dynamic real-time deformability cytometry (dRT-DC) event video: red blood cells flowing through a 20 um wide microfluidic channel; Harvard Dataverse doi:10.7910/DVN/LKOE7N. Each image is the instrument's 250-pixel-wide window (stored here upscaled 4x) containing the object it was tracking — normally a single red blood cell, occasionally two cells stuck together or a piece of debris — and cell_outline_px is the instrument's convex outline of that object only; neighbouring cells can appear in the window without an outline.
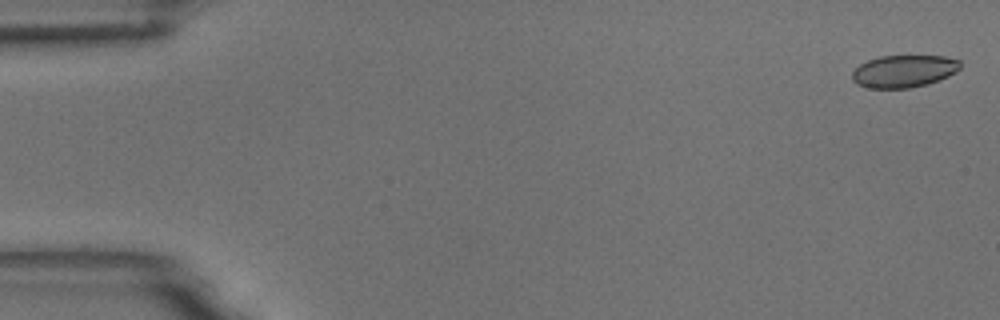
{"species": "common noctule bat (a hibernating species)", "species_latin": "Nyctalus noctula", "temperature_condition": "room temperature", "stored_images_in_passage": 56, "camera_frame_rate_fps": 3000, "um_per_image_px": 0.085, "animal": {"sex": "male", "body_mass_g": 18.8}, "frame": {"image": 1, "passage_image": 2, "time_ms": 0.333, "image_size_px": [1000, 320], "cell_outline_px": [[960, 68], [956, 72], [940, 80], [928, 84], [908, 88], [868, 88], [856, 84], [852, 80], [852, 72], [860, 64], [868, 60], [880, 56], [944, 56], [960, 60]], "centroid_in_image_um": [76.82, 6.05], "position_along_channel_um": 8.2, "area_um2": 20.46}}
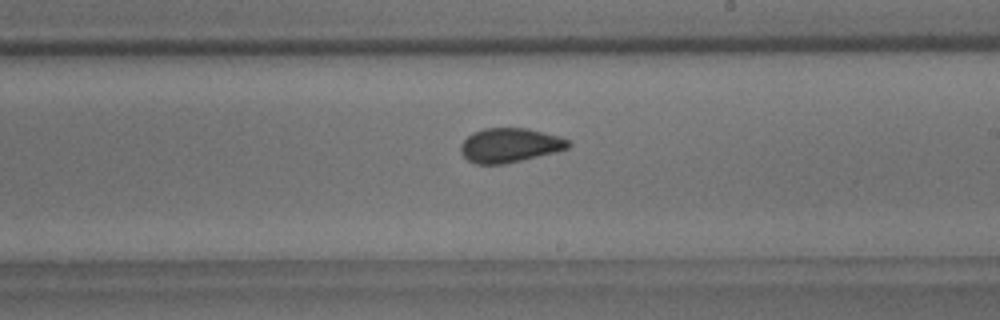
{"frame": {"image": 2, "passage_image": 33, "time_ms": 10.667, "image_size_px": [1000, 320], "cell_outline_px": [[572, 144], [568, 148], [556, 152], [504, 164], [476, 164], [468, 160], [460, 152], [460, 144], [472, 132], [484, 128], [528, 128], [560, 136], [568, 140]], "centroid_in_image_um": [43.33, 12.34], "position_along_channel_um": 245.7, "area_um2": 21.62}}
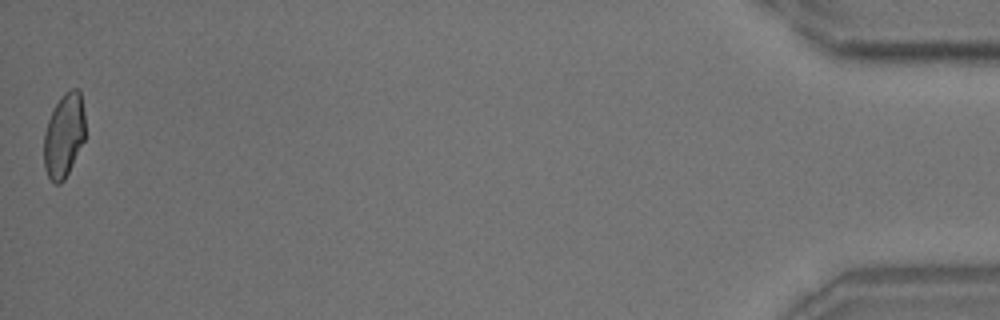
{"frame": {"image": 3, "passage_image": 56, "time_ms": 18.333, "image_size_px": [1000, 320], "cell_outline_px": [[84, 140], [64, 180], [60, 184], [56, 184], [48, 176], [44, 168], [44, 132], [48, 120], [60, 96], [64, 92], [72, 88], [76, 88], [80, 92], [84, 112]], "centroid_in_image_um": [5.42, 11.49], "position_along_channel_um": 429.8, "area_um2": 20.06}, "authors_computed_cell_mechanics": {"area_um2": 21.4727, "velocity_mm_per_s": 3.6343, "shape_relaxation_time_tau1_ms": 5.6603, "shape_relaxation_time_tau2_ms": 1.2201, "deformation_change_tau1": 0.1246, "deformation_change_tau2": 0.0736}}